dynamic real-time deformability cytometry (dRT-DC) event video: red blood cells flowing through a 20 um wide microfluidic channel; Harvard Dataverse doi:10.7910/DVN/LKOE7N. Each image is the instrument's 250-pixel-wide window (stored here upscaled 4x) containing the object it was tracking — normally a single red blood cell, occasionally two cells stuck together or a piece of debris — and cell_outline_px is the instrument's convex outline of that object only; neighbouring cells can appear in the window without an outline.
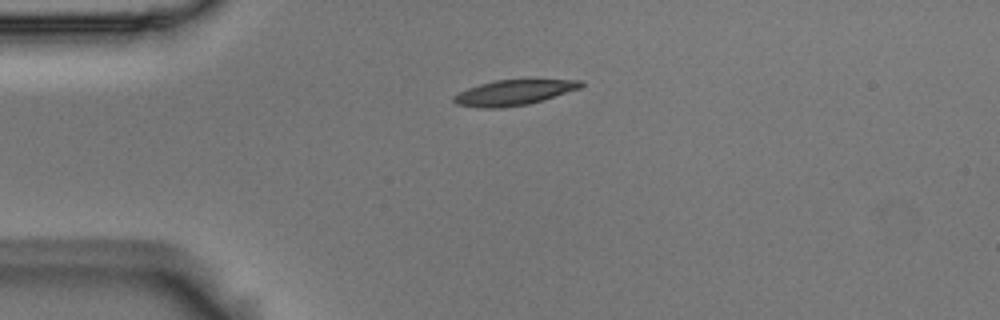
{"species": "Egyptian fruit bat (a non-hibernating species)", "species_latin": "Rousettus aegyptiacus", "temperature_condition": "room temperature", "stored_images_in_passage": 43, "camera_frame_rate_fps": 3000, "um_per_image_px": 0.085, "animal": {"sex": "male"}, "frame": {"image": 1, "passage_image": 1, "time_ms": 0.0, "image_size_px": [1000, 320], "cell_outline_px": [[584, 84], [580, 88], [544, 100], [528, 104], [500, 108], [480, 108], [456, 104], [452, 100], [452, 96], [468, 88], [480, 84], [496, 80], [584, 80]], "centroid_in_image_um": [43.66, 7.87], "position_along_channel_um": 41.3, "area_um2": 18.67}}
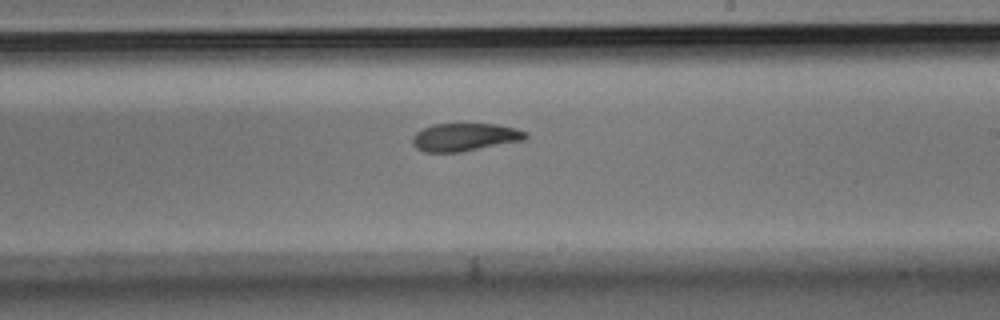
{"frame": {"image": 2, "passage_image": 20, "time_ms": 6.333, "image_size_px": [1000, 320], "cell_outline_px": [[528, 136], [524, 140], [460, 152], [424, 152], [416, 148], [412, 144], [412, 136], [416, 132], [432, 124], [496, 124], [516, 128], [528, 132]], "centroid_in_image_um": [39.5, 11.65], "position_along_channel_um": 249.5, "area_um2": 18.44}}
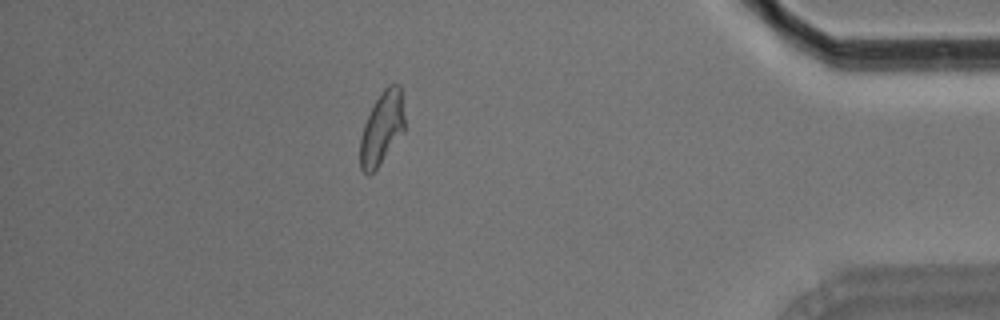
{"frame": {"image": 3, "passage_image": 36, "time_ms": 11.667, "image_size_px": [1000, 320], "cell_outline_px": [[404, 132], [376, 168], [368, 176], [360, 168], [360, 136], [364, 124], [376, 100], [384, 88], [388, 84], [400, 84], [404, 116]], "centroid_in_image_um": [32.46, 10.89], "position_along_channel_um": 402.7, "area_um2": 18.67}, "authors_computed_cell_mechanics": {"area_um2": 19.1318, "velocity_mm_per_s": 3.6701, "shape_relaxation_time_tau1_ms": 6.7318, "shape_relaxation_time_tau2_ms": 3.9565, "deformation_change_tau1": 0.1874, "deformation_change_tau2": 0.0998}}